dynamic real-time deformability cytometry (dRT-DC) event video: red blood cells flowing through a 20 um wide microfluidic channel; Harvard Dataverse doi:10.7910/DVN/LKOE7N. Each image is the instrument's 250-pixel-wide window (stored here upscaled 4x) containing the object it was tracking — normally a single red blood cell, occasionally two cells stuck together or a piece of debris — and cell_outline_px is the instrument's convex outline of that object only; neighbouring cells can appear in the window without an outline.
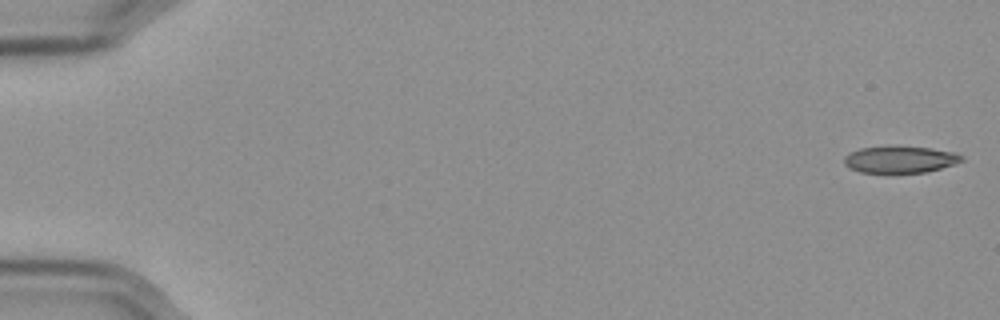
{"species": "Egyptian fruit bat (a non-hibernating species)", "species_latin": "Rousettus aegyptiacus", "temperature_condition": "cold", "stored_images_in_passage": 57, "camera_frame_rate_fps": 3000, "um_per_image_px": 0.085, "frame": {"image": 1, "passage_image": 1, "time_ms": 0.0, "image_size_px": [1000, 320], "cell_outline_px": [[964, 160], [956, 164], [924, 172], [860, 172], [848, 168], [844, 164], [844, 156], [848, 152], [860, 148], [888, 144], [932, 148], [956, 152], [964, 156]], "centroid_in_image_um": [76.49, 13.51], "position_along_channel_um": 8.5, "area_um2": 18.96}}
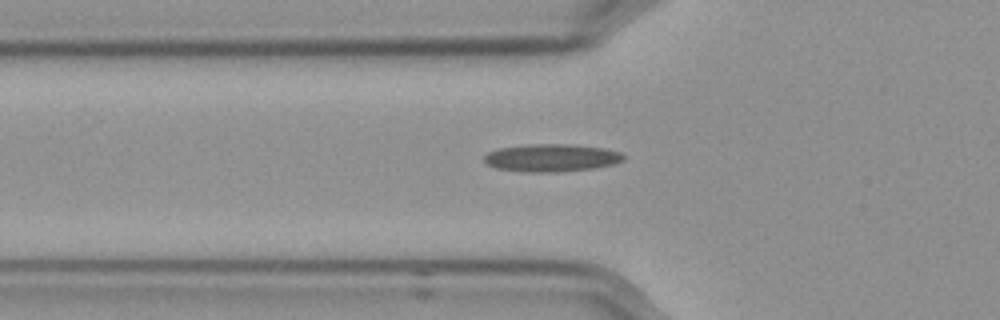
{"frame": {"image": 2, "passage_image": 20, "time_ms": 6.333, "image_size_px": [1000, 320], "cell_outline_px": [[624, 160], [612, 164], [592, 168], [556, 172], [528, 172], [496, 168], [488, 164], [484, 160], [484, 156], [488, 152], [496, 148], [532, 144], [572, 144], [604, 148], [620, 152], [624, 156]], "centroid_in_image_um": [46.85, 13.4], "position_along_channel_um": 78.9, "area_um2": 22.37}}
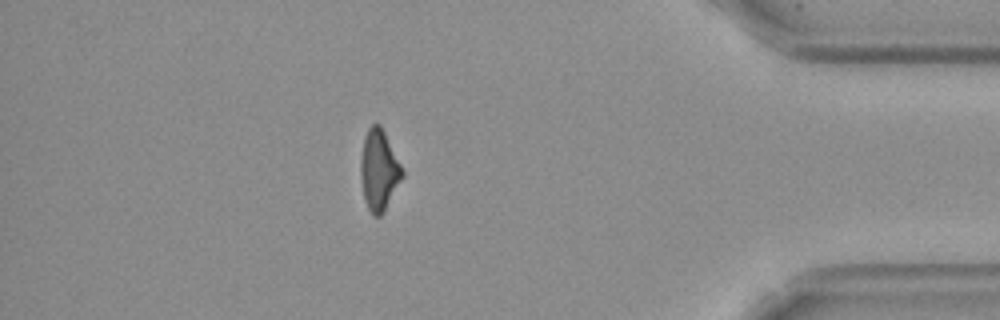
{"frame": {"image": 3, "passage_image": 50, "time_ms": 16.333, "image_size_px": [1000, 320], "cell_outline_px": [[404, 176], [384, 212], [380, 216], [372, 216], [364, 200], [360, 176], [360, 160], [364, 136], [368, 128], [372, 124], [380, 124], [404, 172]], "centroid_in_image_um": [32.2, 14.49], "position_along_channel_um": 403.0, "area_um2": 19.59}}